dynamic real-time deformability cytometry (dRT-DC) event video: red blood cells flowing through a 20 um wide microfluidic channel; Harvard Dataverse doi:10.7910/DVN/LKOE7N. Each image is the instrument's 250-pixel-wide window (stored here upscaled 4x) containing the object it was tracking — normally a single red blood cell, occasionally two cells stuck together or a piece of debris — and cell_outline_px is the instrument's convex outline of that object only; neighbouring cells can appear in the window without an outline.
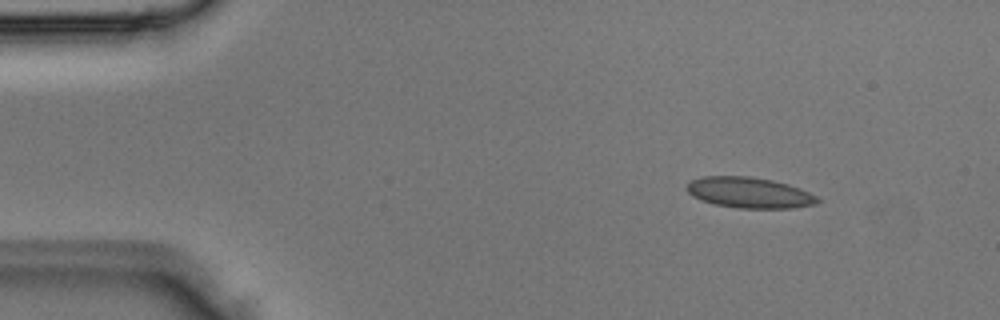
{"species": "Egyptian fruit bat (a non-hibernating species)", "species_latin": "Rousettus aegyptiacus", "temperature_condition": "room temperature", "stored_images_in_passage": 3, "camera_frame_rate_fps": 3000, "um_per_image_px": 0.085, "animal": {"sex": "male"}, "frame": {"image": 1, "passage_image": 1, "time_ms": 0.0, "image_size_px": [1000, 320], "cell_outline_px": [[820, 200], [816, 204], [792, 208], [736, 208], [716, 204], [700, 200], [692, 196], [684, 188], [692, 180], [704, 176], [748, 176], [772, 180], [788, 184], [800, 188], [816, 196]], "centroid_in_image_um": [63.68, 16.37], "position_along_channel_um": 21.3, "area_um2": 23.41}}
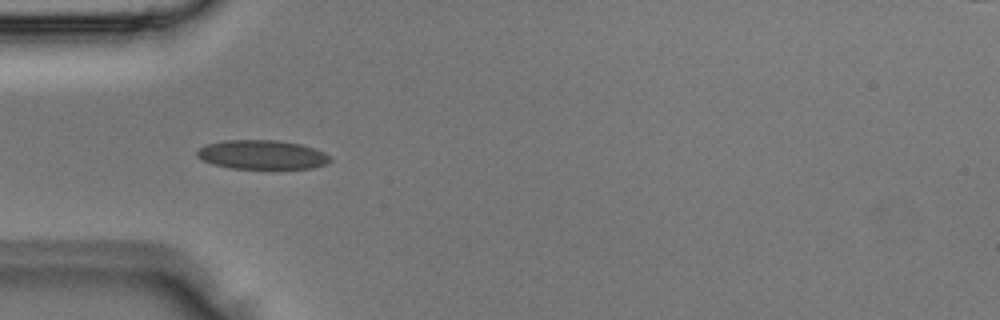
{"frame": {"image": 2, "passage_image": 3, "time_ms": 0.667, "image_size_px": [1000, 320], "cell_outline_px": [[332, 160], [324, 164], [312, 168], [232, 168], [212, 164], [196, 156], [196, 152], [200, 148], [208, 144], [224, 140], [276, 140], [300, 144], [324, 152]], "centroid_in_image_um": [22.25, 13.14], "position_along_channel_um": 62.7, "area_um2": 22.25}}